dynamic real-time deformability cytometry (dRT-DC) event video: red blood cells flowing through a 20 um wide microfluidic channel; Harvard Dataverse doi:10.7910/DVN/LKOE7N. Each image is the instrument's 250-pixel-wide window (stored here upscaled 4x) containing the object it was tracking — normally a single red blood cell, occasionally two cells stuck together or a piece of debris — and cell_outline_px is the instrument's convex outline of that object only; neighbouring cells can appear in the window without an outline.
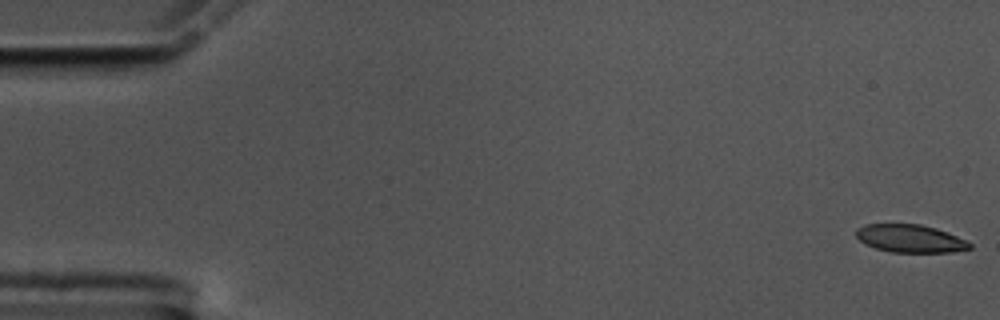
{"species": "common noctule bat (a hibernating species)", "species_latin": "Nyctalus noctula", "temperature_condition": "cold", "stored_images_in_passage": 58, "camera_frame_rate_fps": 3000, "um_per_image_px": 0.085, "animal": {"sex": "male", "body_mass_g": 17.5, "forearm_length_mm": 52.3}, "frame": {"image": 1, "passage_image": 1, "time_ms": 0.0, "image_size_px": [1000, 320], "cell_outline_px": [[972, 248], [952, 252], [892, 252], [876, 248], [864, 244], [856, 236], [856, 228], [864, 224], [920, 224], [936, 228], [948, 232], [968, 240], [972, 244]], "centroid_in_image_um": [77.39, 20.27], "position_along_channel_um": 7.6, "area_um2": 18.61}}
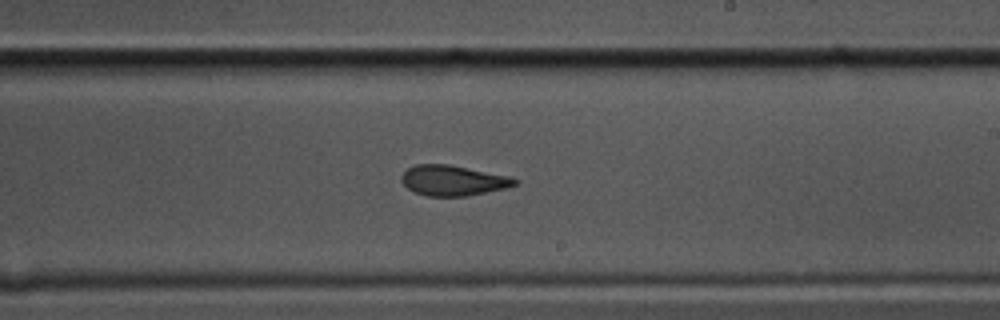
{"frame": {"image": 2, "passage_image": 34, "time_ms": 11.0, "image_size_px": [1000, 320], "cell_outline_px": [[520, 184], [504, 188], [464, 196], [428, 196], [416, 192], [408, 188], [400, 180], [400, 176], [408, 168], [416, 164], [448, 164], [508, 176], [520, 180]], "centroid_in_image_um": [38.5, 15.33], "position_along_channel_um": 250.5, "area_um2": 19.83}}
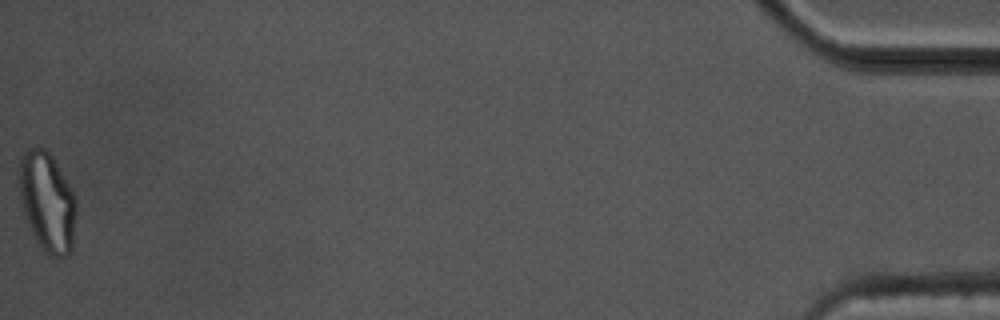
{"frame": {"image": 3, "passage_image": 58, "time_ms": 19.0, "image_size_px": [1000, 320], "cell_outline_px": [[76, 212], [72, 252], [68, 256], [52, 256], [44, 252], [36, 240], [24, 216], [20, 200], [20, 156], [28, 148], [44, 148], [52, 156], [76, 196]], "centroid_in_image_um": [4.03, 17.18], "position_along_channel_um": 431.2, "area_um2": 33.12}, "authors_computed_cell_mechanics": {"area_um2": 20.6635, "velocity_mm_per_s": 3.4943, "shape_relaxation_time_tau1_ms": 10.1021, "shape_relaxation_time_tau2_ms": 2.4115, "deformation_change_tau1": 0.2137, "deformation_change_tau2": 0.0909}}